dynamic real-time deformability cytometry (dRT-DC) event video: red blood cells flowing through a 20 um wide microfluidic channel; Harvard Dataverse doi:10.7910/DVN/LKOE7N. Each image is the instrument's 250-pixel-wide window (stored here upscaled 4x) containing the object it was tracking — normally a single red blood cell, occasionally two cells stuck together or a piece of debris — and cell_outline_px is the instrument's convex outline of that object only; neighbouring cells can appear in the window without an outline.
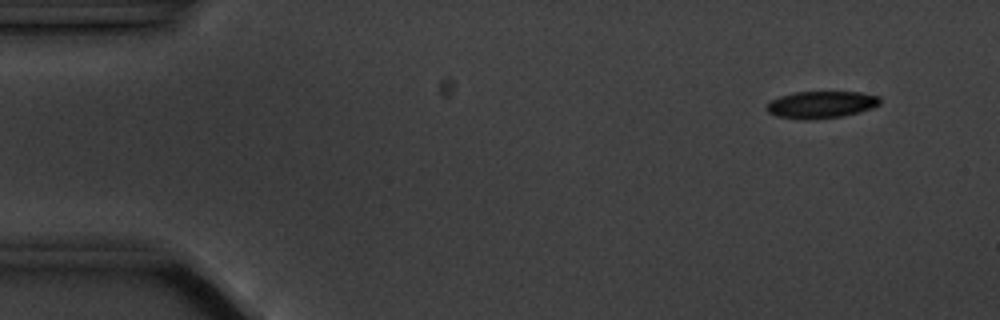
{"species": "common noctule bat (a hibernating species)", "species_latin": "Nyctalus noctula", "temperature_condition": "cold", "stored_images_in_passage": 4, "camera_frame_rate_fps": 3000, "um_per_image_px": 0.085, "animal": {"sex": "male", "body_mass_g": 20.1, "forearm_length_mm": 53.5}, "frame": {"image": 1, "passage_image": 2, "time_ms": 1.0, "image_size_px": [1000, 320], "cell_outline_px": [[880, 104], [872, 108], [860, 112], [844, 116], [808, 120], [804, 120], [776, 116], [768, 112], [764, 108], [772, 100], [780, 96], [796, 92], [860, 92], [880, 96]], "centroid_in_image_um": [69.81, 8.9], "position_along_channel_um": 15.2, "area_um2": 17.98}}